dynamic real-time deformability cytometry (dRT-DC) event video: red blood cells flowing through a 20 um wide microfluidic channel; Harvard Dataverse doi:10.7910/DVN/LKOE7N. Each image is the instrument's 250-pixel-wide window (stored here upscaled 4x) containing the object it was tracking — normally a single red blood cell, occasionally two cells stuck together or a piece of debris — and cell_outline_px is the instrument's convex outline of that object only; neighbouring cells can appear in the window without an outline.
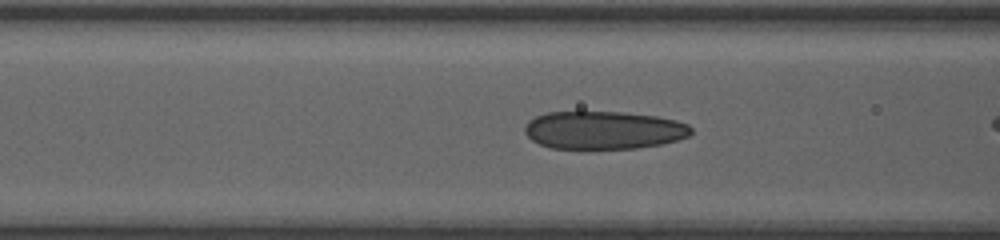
{"species": "human", "species_latin": "Homo sapiens", "temperature_condition": "room temperature", "stored_images_in_passage": 27, "camera_frame_rate_fps": 3000, "um_per_image_px": 0.085, "donor": {"sex": "female"}, "frame": {"image": 1, "passage_image": 7, "time_ms": 2.0, "image_size_px": [1000, 240], "cell_outline_px": [[692, 132], [688, 136], [676, 140], [660, 144], [636, 148], [552, 148], [540, 144], [532, 140], [524, 132], [524, 128], [528, 120], [536, 116], [548, 112], [624, 112], [656, 116], [676, 120], [688, 124], [692, 128]], "centroid_in_image_um": [51.3, 11.05], "position_along_channel_um": 115.3, "area_um2": 36.7}}
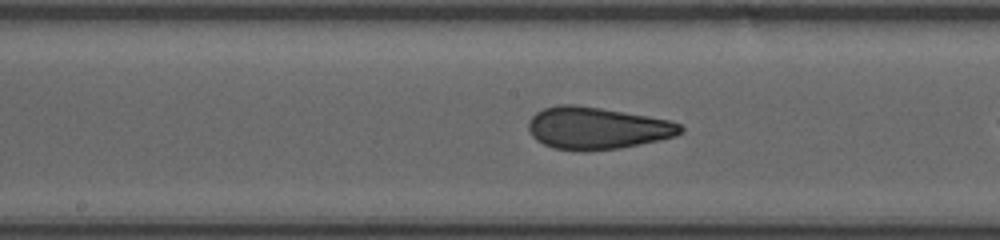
{"frame": {"image": 2, "passage_image": 13, "time_ms": 4.0, "image_size_px": [1000, 240], "cell_outline_px": [[684, 132], [676, 136], [660, 140], [620, 148], [584, 152], [552, 148], [536, 140], [532, 136], [528, 128], [528, 124], [532, 116], [536, 112], [544, 108], [560, 104], [572, 104], [600, 108], [648, 116], [668, 120], [680, 124], [684, 128]], "centroid_in_image_um": [50.75, 10.91], "position_along_channel_um": 197.5, "area_um2": 37.51}}
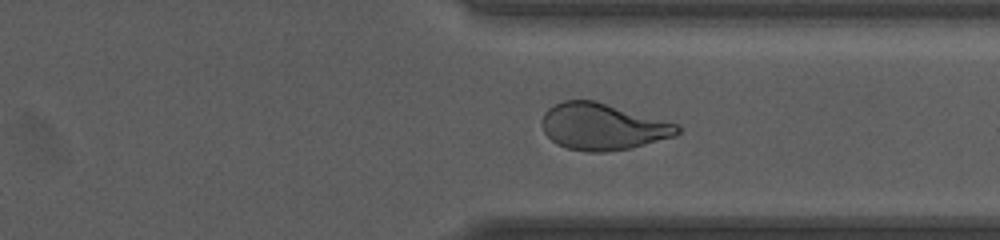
{"frame": {"image": 3, "passage_image": 25, "time_ms": 8.0, "image_size_px": [1000, 240], "cell_outline_px": [[680, 132], [676, 136], [632, 148], [604, 152], [588, 152], [568, 148], [556, 144], [544, 132], [544, 112], [548, 108], [564, 100], [596, 100], [680, 124]], "centroid_in_image_um": [51.29, 10.76], "position_along_channel_um": 360.1, "area_um2": 36.93}}